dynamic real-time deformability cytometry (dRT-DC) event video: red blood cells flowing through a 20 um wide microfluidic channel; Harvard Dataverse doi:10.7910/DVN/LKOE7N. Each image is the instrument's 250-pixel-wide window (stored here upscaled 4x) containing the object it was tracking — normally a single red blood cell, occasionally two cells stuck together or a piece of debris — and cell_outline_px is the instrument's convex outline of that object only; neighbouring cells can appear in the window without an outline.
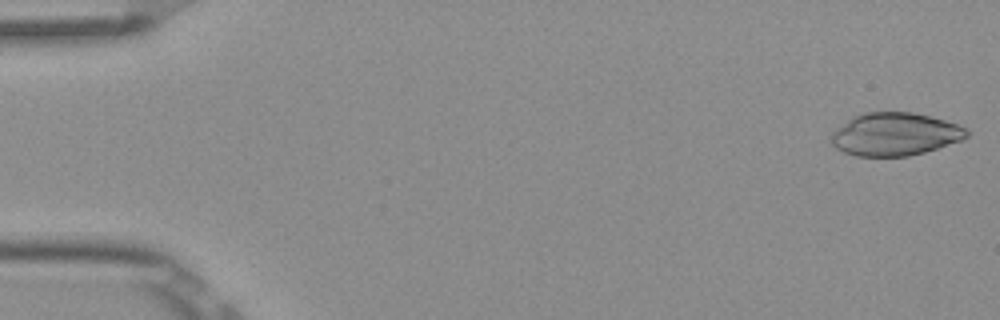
{"species": "Egyptian fruit bat (a non-hibernating species)", "species_latin": "Rousettus aegyptiacus", "temperature_condition": "room temperature", "stored_images_in_passage": 51, "camera_frame_rate_fps": 3000, "um_per_image_px": 0.085, "frame": {"image": 1, "passage_image": 1, "time_ms": 0.0, "image_size_px": [1000, 320], "cell_outline_px": [[968, 136], [960, 140], [924, 152], [908, 156], [856, 156], [844, 152], [836, 148], [828, 140], [832, 132], [836, 128], [852, 116], [864, 112], [912, 112], [944, 120], [968, 128]], "centroid_in_image_um": [76.01, 11.4], "position_along_channel_um": 9.0, "area_um2": 33.87}}
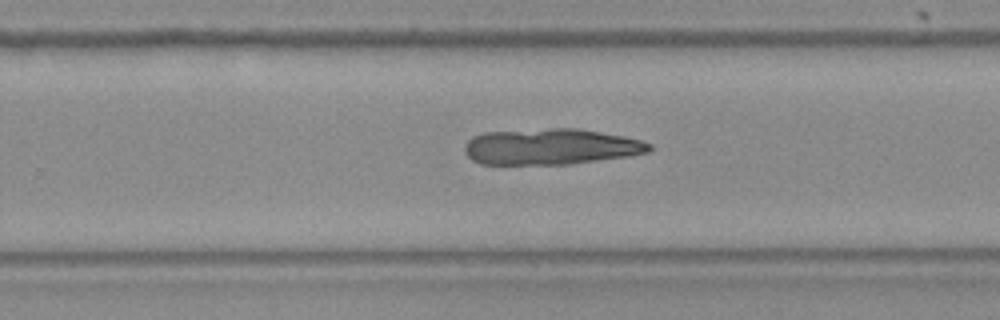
{"frame": {"image": 2, "passage_image": 33, "time_ms": 10.667, "image_size_px": [1000, 320], "cell_outline_px": [[652, 148], [648, 152], [628, 156], [572, 164], [480, 164], [472, 160], [464, 152], [464, 144], [472, 136], [484, 132], [552, 128], [576, 128], [624, 136], [640, 140], [652, 144]], "centroid_in_image_um": [46.79, 12.47], "position_along_channel_um": 283.0, "area_um2": 38.9}}
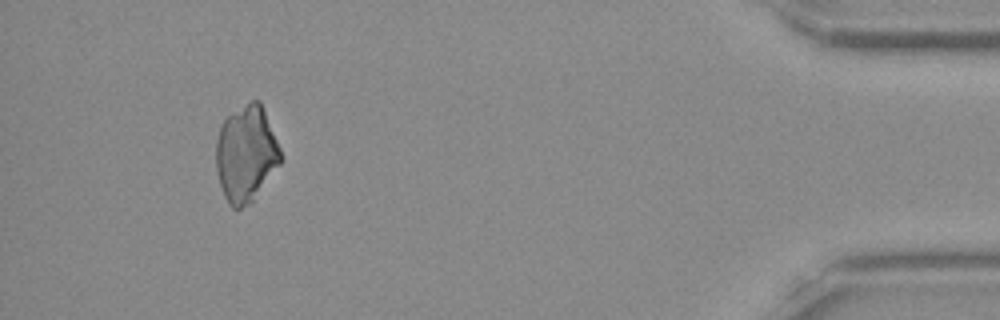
{"frame": {"image": 3, "passage_image": 48, "time_ms": 15.667, "image_size_px": [1000, 320], "cell_outline_px": [[280, 164], [252, 204], [240, 208], [232, 208], [228, 204], [224, 196], [216, 172], [216, 140], [220, 124], [232, 112], [252, 100], [260, 100], [280, 148]], "centroid_in_image_um": [20.9, 13.11], "position_along_channel_um": 414.3, "area_um2": 36.41}}